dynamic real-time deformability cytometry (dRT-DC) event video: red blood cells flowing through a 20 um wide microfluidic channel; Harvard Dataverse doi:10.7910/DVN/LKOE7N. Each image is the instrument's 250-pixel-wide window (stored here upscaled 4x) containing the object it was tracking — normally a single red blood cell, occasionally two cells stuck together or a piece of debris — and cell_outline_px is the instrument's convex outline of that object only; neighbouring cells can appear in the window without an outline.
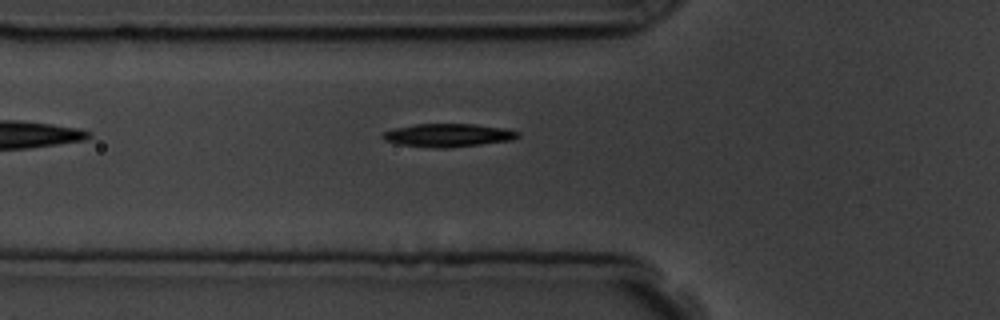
{"species": "common noctule bat (a hibernating species)", "species_latin": "Nyctalus noctula", "temperature_condition": "room temperature", "stored_images_in_passage": 2, "camera_frame_rate_fps": 3000, "um_per_image_px": 0.085, "animal": {"sex": "male", "body_mass_g": 19.5, "forearm_length_mm": 54.6}, "frame": {"image": 1, "passage_image": 2, "time_ms": 1.333, "image_size_px": [1000, 320], "cell_outline_px": [[520, 136], [512, 140], [448, 148], [432, 148], [396, 144], [384, 140], [380, 136], [384, 132], [392, 128], [416, 124], [472, 124], [508, 128], [520, 132]], "centroid_in_image_um": [38.07, 11.49], "position_along_channel_um": 87.7, "area_um2": 18.5}}